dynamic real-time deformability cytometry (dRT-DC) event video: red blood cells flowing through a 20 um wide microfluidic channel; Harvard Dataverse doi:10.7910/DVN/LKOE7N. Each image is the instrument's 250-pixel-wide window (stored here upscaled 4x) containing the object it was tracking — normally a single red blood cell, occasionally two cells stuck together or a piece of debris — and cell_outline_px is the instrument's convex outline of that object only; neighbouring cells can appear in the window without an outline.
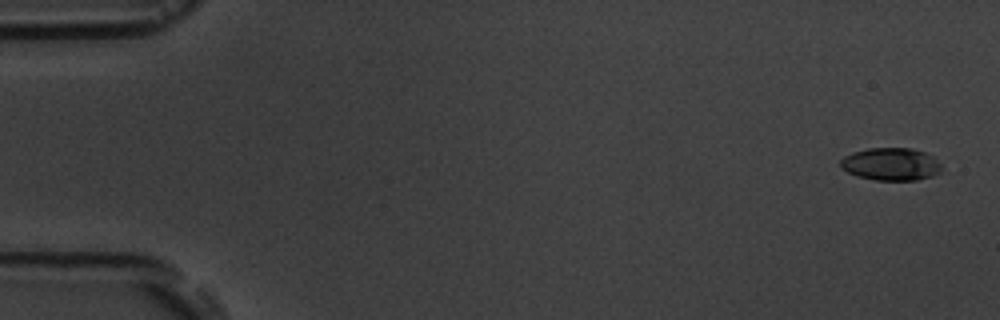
{"species": "common noctule bat (a hibernating species)", "species_latin": "Nyctalus noctula", "temperature_condition": "room temperature", "stored_images_in_passage": 5, "segment_of_instrument_passage": [2, 2], "camera_frame_rate_fps": 3000, "um_per_image_px": 0.085, "animal": {"sex": "male", "body_mass_g": 19.5, "forearm_length_mm": 54.6}, "frame": {"image": 1, "passage_image": 5, "time_ms": 4.667, "image_size_px": [1000, 320], "cell_outline_px": [[940, 172], [932, 176], [916, 180], [876, 180], [856, 176], [848, 172], [840, 164], [840, 160], [844, 156], [852, 152], [868, 148], [912, 148], [924, 152], [932, 156], [940, 164]], "centroid_in_image_um": [75.71, 13.95], "position_along_channel_um": 9.3, "area_um2": 19.13}}